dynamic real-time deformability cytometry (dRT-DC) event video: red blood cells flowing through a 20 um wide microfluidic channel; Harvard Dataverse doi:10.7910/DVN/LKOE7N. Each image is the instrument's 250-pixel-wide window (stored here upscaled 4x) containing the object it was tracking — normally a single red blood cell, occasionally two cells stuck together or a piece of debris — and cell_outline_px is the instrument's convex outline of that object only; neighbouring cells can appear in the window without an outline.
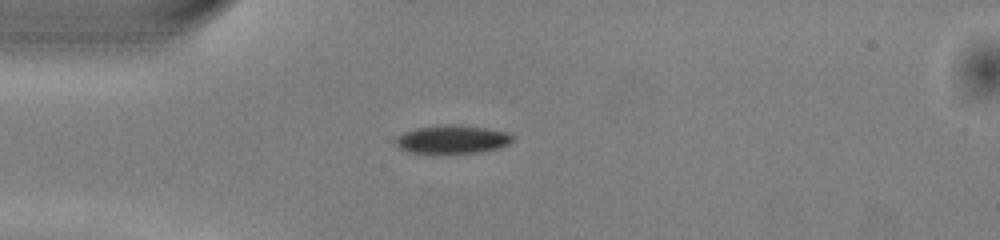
{"species": "common noctule bat (a hibernating species)", "species_latin": "Nyctalus noctula", "temperature_condition": "warm", "stored_images_in_passage": 38, "camera_frame_rate_fps": 3000, "um_per_image_px": 0.085, "animal": {"sex": "male", "body_mass_g": 13.0, "forearm_length_mm": 53.1}, "frame": {"image": 1, "passage_image": 1, "time_ms": 0.0, "image_size_px": [1000, 240], "cell_outline_px": [[512, 140], [508, 144], [500, 148], [480, 152], [412, 152], [400, 148], [396, 144], [396, 136], [404, 132], [416, 128], [452, 124], [456, 124], [484, 128], [504, 132], [512, 136]], "centroid_in_image_um": [38.44, 11.83], "position_along_channel_um": 46.6, "area_um2": 18.73}}
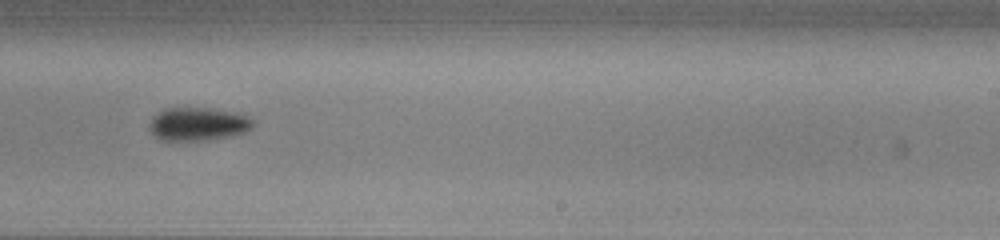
{"frame": {"image": 2, "passage_image": 19, "time_ms": 6.0, "image_size_px": [1000, 240], "cell_outline_px": [[252, 128], [248, 132], [232, 136], [208, 140], [160, 140], [148, 128], [148, 124], [152, 116], [164, 108], [208, 108], [232, 112], [248, 116], [252, 120]], "centroid_in_image_um": [16.81, 10.55], "position_along_channel_um": 272.2, "area_um2": 20.17}}
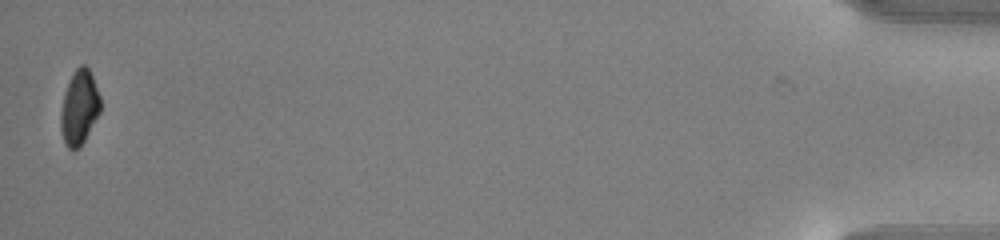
{"frame": {"image": 3, "passage_image": 38, "time_ms": 12.333, "image_size_px": [1000, 240], "cell_outline_px": [[100, 112], [84, 140], [76, 148], [68, 148], [64, 144], [60, 128], [60, 112], [64, 92], [76, 68], [80, 64], [84, 64], [88, 68], [92, 76], [100, 96]], "centroid_in_image_um": [6.72, 9.13], "position_along_channel_um": 428.5, "area_um2": 16.99}, "authors_computed_cell_mechanics": {"area_um2": 19.7965, "velocity_mm_per_s": 4.021, "shape_relaxation_time_tau1_ms": 1.7636, "shape_relaxation_time_tau2_ms": null, "deformation_change_tau1": 0.0913, "deformation_change_tau2": null}}